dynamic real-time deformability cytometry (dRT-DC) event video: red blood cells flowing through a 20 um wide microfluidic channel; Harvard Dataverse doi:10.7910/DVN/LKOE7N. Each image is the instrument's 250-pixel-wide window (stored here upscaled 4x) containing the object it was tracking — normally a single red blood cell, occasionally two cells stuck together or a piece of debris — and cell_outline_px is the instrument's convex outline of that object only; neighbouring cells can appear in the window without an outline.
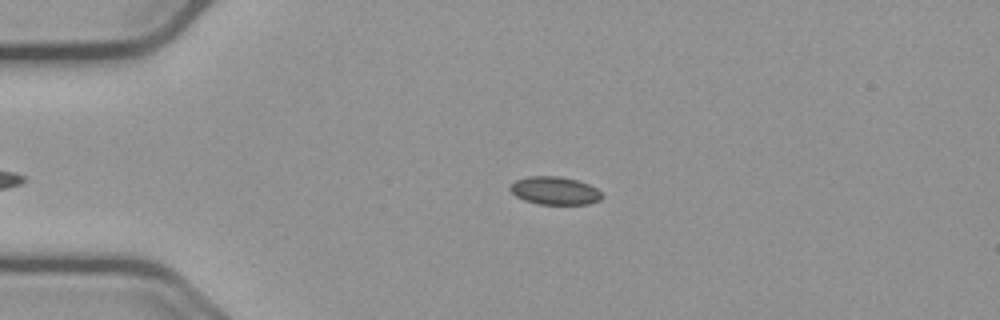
{"species": "common noctule bat (a hibernating species)", "species_latin": "Nyctalus noctula", "temperature_condition": "cold", "stored_images_in_passage": 42, "camera_frame_rate_fps": 3000, "um_per_image_px": 0.085, "animal": {"sex": "male", "body_mass_g": 23.1, "forearm_length_mm": 52.7}, "frame": {"image": 1, "passage_image": 5, "time_ms": 1.333, "image_size_px": [1000, 320], "cell_outline_px": [[604, 196], [600, 200], [588, 204], [540, 204], [524, 200], [516, 196], [508, 188], [516, 180], [528, 176], [560, 176], [576, 180], [588, 184], [596, 188]], "centroid_in_image_um": [47.16, 16.2], "position_along_channel_um": 37.8, "area_um2": 14.91}}
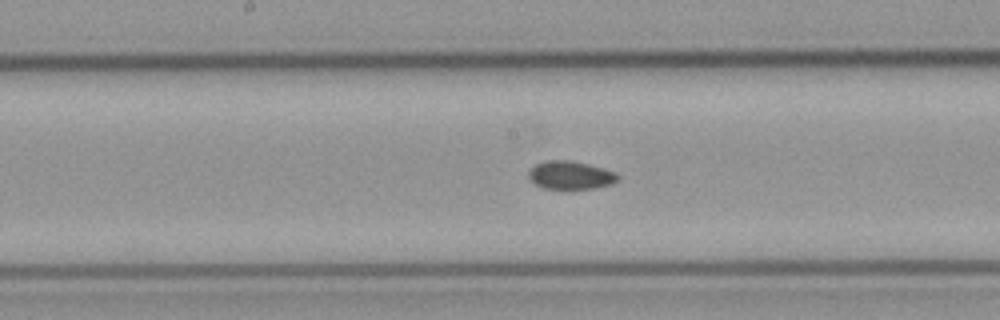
{"frame": {"image": 2, "passage_image": 21, "time_ms": 6.667, "image_size_px": [1000, 320], "cell_outline_px": [[620, 176], [612, 184], [592, 188], [544, 188], [528, 180], [528, 168], [544, 160], [572, 160], [604, 168], [616, 172]], "centroid_in_image_um": [48.45, 14.86], "position_along_channel_um": 199.7, "area_um2": 14.74}}
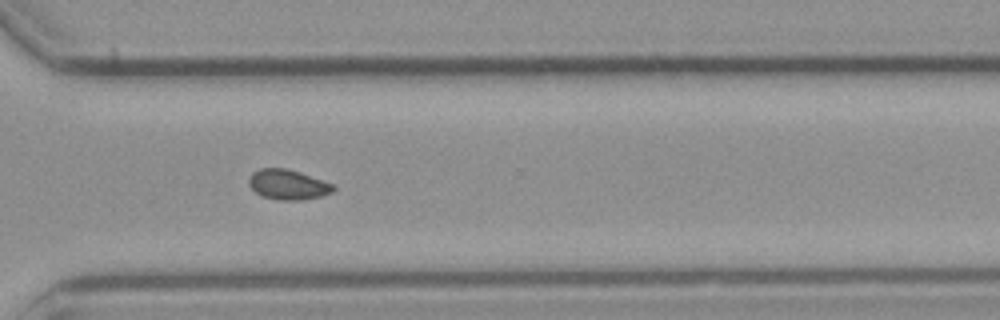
{"frame": {"image": 3, "passage_image": 33, "time_ms": 10.667, "image_size_px": [1000, 320], "cell_outline_px": [[336, 188], [332, 192], [320, 196], [300, 200], [280, 200], [264, 196], [256, 192], [248, 184], [248, 180], [252, 172], [260, 168], [284, 168], [300, 172], [332, 184]], "centroid_in_image_um": [24.45, 15.68], "position_along_channel_um": 346.1, "area_um2": 14.57}, "authors_computed_cell_mechanics": {"area_um2": 14.9124, "velocity_mm_per_s": 3.6731, "shape_relaxation_time_tau1_ms": null, "shape_relaxation_time_tau2_ms": 4.0581, "deformation_change_tau1": null, "deformation_change_tau2": 0.0553}}